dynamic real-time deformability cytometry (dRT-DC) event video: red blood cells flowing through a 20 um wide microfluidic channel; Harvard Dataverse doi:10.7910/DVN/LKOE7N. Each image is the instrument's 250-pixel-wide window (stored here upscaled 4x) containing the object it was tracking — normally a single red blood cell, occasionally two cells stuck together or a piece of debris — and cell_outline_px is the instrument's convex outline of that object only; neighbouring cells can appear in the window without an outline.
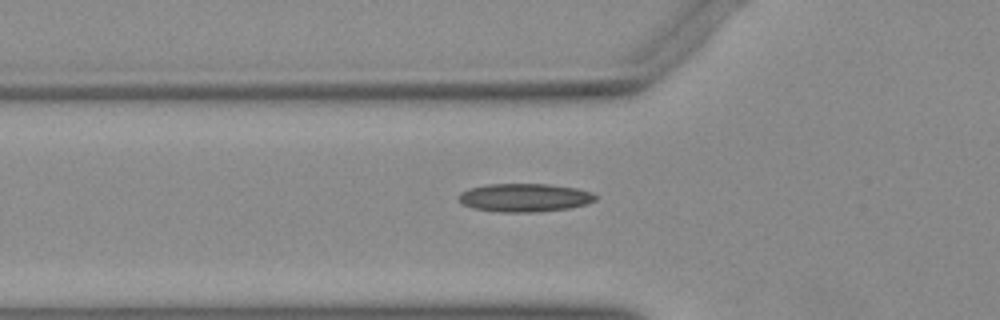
{"species": "Egyptian fruit bat (a non-hibernating species)", "species_latin": "Rousettus aegyptiacus", "temperature_condition": "warm", "stored_images_in_passage": 35, "camera_frame_rate_fps": 3000, "um_per_image_px": 0.085, "animal": {"sex": "female"}, "frame": {"image": 1, "passage_image": 4, "time_ms": 1.0, "image_size_px": [1000, 320], "cell_outline_px": [[596, 200], [584, 204], [568, 208], [532, 212], [496, 212], [472, 208], [460, 204], [460, 192], [468, 188], [488, 184], [552, 184], [576, 188], [592, 192], [596, 196]], "centroid_in_image_um": [44.55, 16.79], "position_along_channel_um": 81.3, "area_um2": 22.6}}
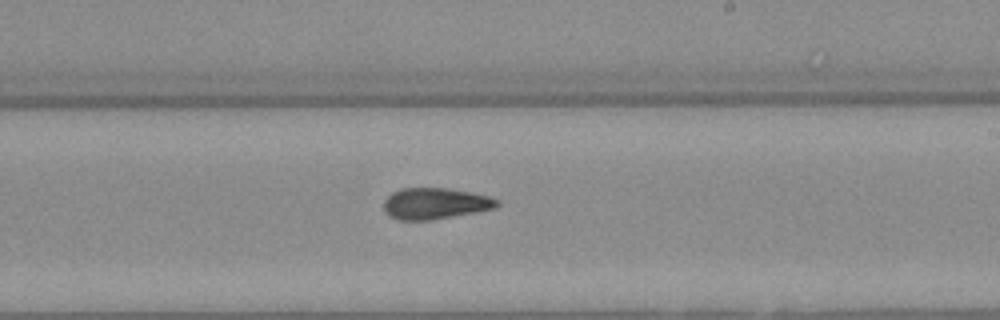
{"frame": {"image": 2, "passage_image": 17, "time_ms": 5.333, "image_size_px": [1000, 320], "cell_outline_px": [[500, 204], [496, 208], [476, 212], [428, 220], [400, 220], [388, 216], [384, 212], [384, 200], [392, 192], [400, 188], [448, 188], [488, 196], [500, 200]], "centroid_in_image_um": [36.97, 17.3], "position_along_channel_um": 252.0, "area_um2": 20.63}}
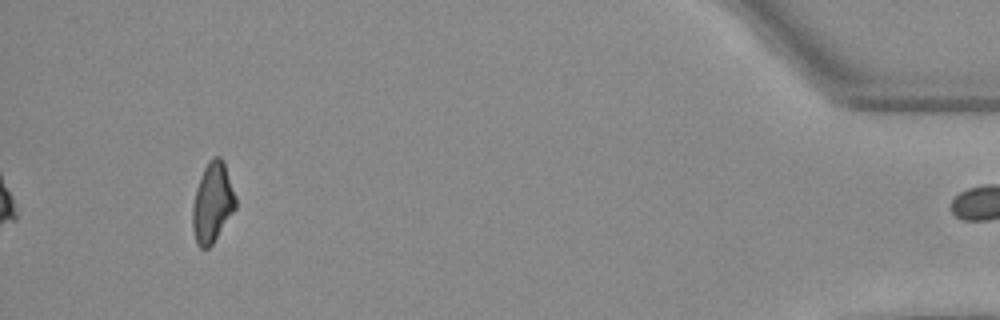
{"frame": {"image": 3, "passage_image": 35, "time_ms": 11.333, "image_size_px": [1000, 320], "cell_outline_px": [[236, 208], [212, 244], [208, 248], [200, 248], [196, 244], [192, 228], [192, 208], [196, 188], [200, 176], [204, 168], [212, 156], [220, 156], [224, 160], [236, 196]], "centroid_in_image_um": [18.06, 17.2], "position_along_channel_um": 417.1, "area_um2": 20.23}}